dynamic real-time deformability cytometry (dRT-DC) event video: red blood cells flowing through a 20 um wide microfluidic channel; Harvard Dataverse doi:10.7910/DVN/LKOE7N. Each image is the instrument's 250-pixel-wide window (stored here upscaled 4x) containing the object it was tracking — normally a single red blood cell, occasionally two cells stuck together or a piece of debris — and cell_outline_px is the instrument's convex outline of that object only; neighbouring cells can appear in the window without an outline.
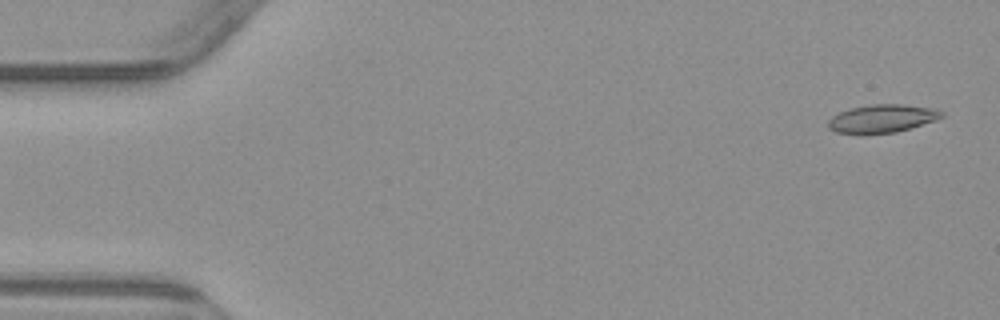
{"species": "common noctule bat (a hibernating species)", "species_latin": "Nyctalus noctula", "temperature_condition": "warm", "stored_images_in_passage": 5, "camera_frame_rate_fps": 3000, "um_per_image_px": 0.085, "animal": {"sex": "male", "body_mass_g": 23.1, "forearm_length_mm": 52.7}, "frame": {"image": 1, "passage_image": 1, "time_ms": 0.0, "image_size_px": [1000, 320], "cell_outline_px": [[944, 116], [936, 120], [896, 132], [864, 136], [860, 136], [836, 132], [828, 128], [828, 120], [832, 116], [840, 112], [852, 108], [872, 104], [900, 104], [936, 108], [944, 112]], "centroid_in_image_um": [74.96, 10.11], "position_along_channel_um": 10.0, "area_um2": 19.07}}
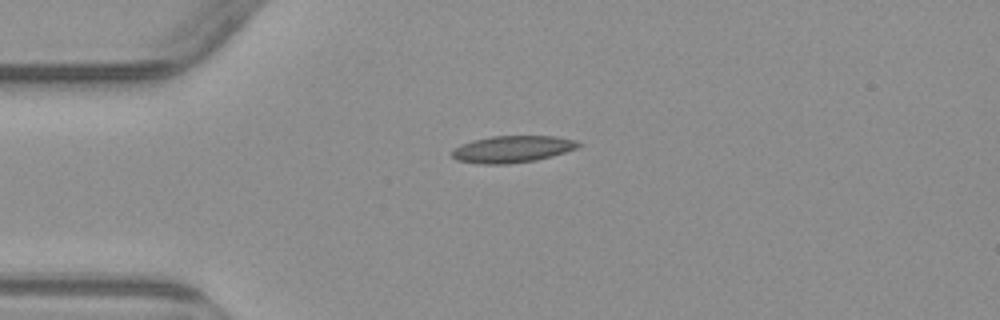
{"frame": {"image": 2, "passage_image": 4, "time_ms": 3.667, "image_size_px": [1000, 320], "cell_outline_px": [[580, 144], [576, 148], [552, 156], [536, 160], [508, 164], [480, 164], [456, 160], [452, 156], [452, 152], [460, 144], [472, 140], [492, 136], [556, 136], [576, 140]], "centroid_in_image_um": [43.53, 12.67], "position_along_channel_um": 41.5, "area_um2": 19.71}}